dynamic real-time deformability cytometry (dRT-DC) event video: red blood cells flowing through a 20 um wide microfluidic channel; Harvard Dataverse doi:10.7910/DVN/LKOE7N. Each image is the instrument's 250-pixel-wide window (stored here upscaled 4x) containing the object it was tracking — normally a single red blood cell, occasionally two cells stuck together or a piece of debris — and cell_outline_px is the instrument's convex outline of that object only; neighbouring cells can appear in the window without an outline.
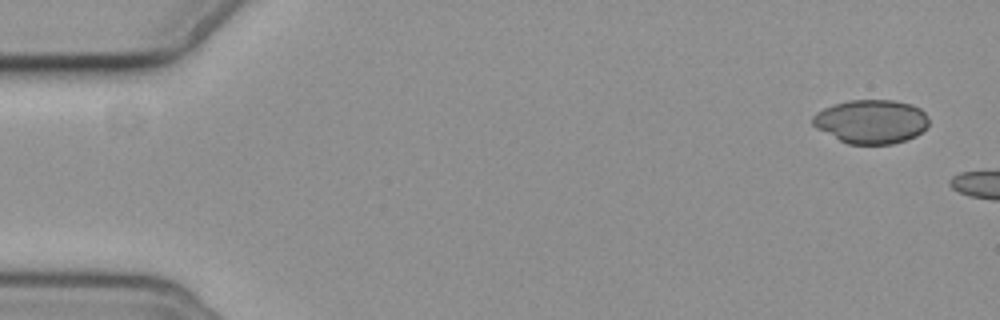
{"species": "common noctule bat (a hibernating species)", "species_latin": "Nyctalus noctula", "temperature_condition": "cold", "stored_images_in_passage": 3, "camera_frame_rate_fps": 3000, "um_per_image_px": 0.085, "animal": {"sex": "female", "body_mass_g": 19.3, "forearm_length_mm": 54.1}, "frame": {"image": 1, "passage_image": 1, "time_ms": 0.0, "image_size_px": [1000, 320], "cell_outline_px": [[928, 128], [916, 136], [892, 144], [848, 144], [816, 128], [812, 124], [812, 116], [816, 112], [832, 104], [848, 100], [892, 100], [912, 104], [920, 108], [928, 116]], "centroid_in_image_um": [74.06, 10.32], "position_along_channel_um": 10.9, "area_um2": 29.88}}